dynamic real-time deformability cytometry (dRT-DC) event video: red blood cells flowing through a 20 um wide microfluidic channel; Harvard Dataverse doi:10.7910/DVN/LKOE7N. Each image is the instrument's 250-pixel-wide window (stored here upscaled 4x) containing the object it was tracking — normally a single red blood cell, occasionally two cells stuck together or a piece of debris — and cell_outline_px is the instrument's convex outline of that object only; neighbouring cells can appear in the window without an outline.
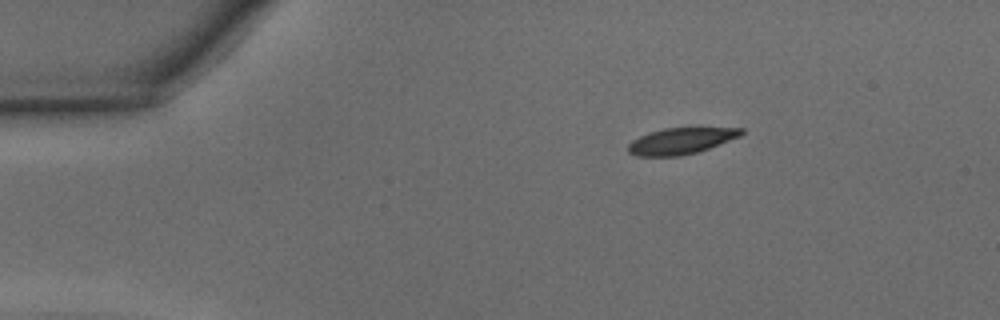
{"species": "common noctule bat (a hibernating species)", "species_latin": "Nyctalus noctula", "temperature_condition": "warm", "stored_images_in_passage": 40, "camera_frame_rate_fps": 3000, "um_per_image_px": 0.085, "animal": {"sex": "male", "body_mass_g": 15.6}, "frame": {"image": 1, "passage_image": 1, "time_ms": 0.0, "image_size_px": [1000, 320], "cell_outline_px": [[744, 132], [740, 136], [708, 148], [696, 152], [680, 156], [636, 156], [628, 152], [628, 144], [632, 140], [648, 132], [664, 128], [744, 128]], "centroid_in_image_um": [57.84, 11.98], "position_along_channel_um": 27.2, "area_um2": 17.17}}
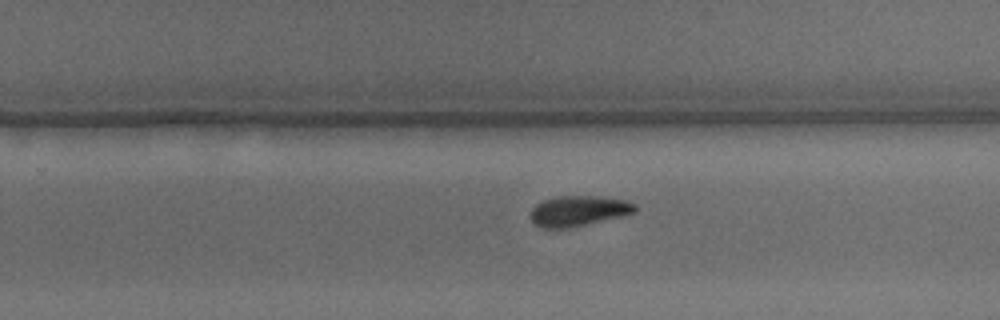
{"frame": {"image": 2, "passage_image": 23, "time_ms": 7.333, "image_size_px": [1000, 320], "cell_outline_px": [[636, 212], [624, 216], [568, 228], [544, 228], [532, 224], [528, 216], [532, 208], [536, 204], [544, 200], [556, 196], [600, 196], [624, 200], [636, 204]], "centroid_in_image_um": [49.14, 17.93], "position_along_channel_um": 280.7, "area_um2": 18.79}}
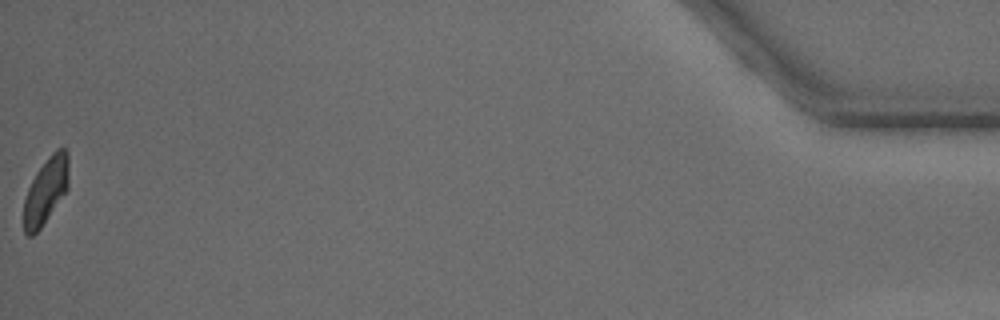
{"frame": {"image": 3, "passage_image": 40, "time_ms": 13.0, "image_size_px": [1000, 320], "cell_outline_px": [[68, 188], [40, 228], [32, 236], [28, 236], [24, 232], [24, 200], [28, 188], [36, 172], [48, 156], [56, 148], [64, 148], [68, 152]], "centroid_in_image_um": [3.89, 16.18], "position_along_channel_um": 431.3, "area_um2": 17.17}, "authors_computed_cell_mechanics": {"area_um2": 18.785, "velocity_mm_per_s": 4.3433, "shape_relaxation_time_tau1_ms": 2.484, "shape_relaxation_time_tau2_ms": 8.8129, "deformation_change_tau1": 0.1259, "deformation_change_tau2": 0.141}}